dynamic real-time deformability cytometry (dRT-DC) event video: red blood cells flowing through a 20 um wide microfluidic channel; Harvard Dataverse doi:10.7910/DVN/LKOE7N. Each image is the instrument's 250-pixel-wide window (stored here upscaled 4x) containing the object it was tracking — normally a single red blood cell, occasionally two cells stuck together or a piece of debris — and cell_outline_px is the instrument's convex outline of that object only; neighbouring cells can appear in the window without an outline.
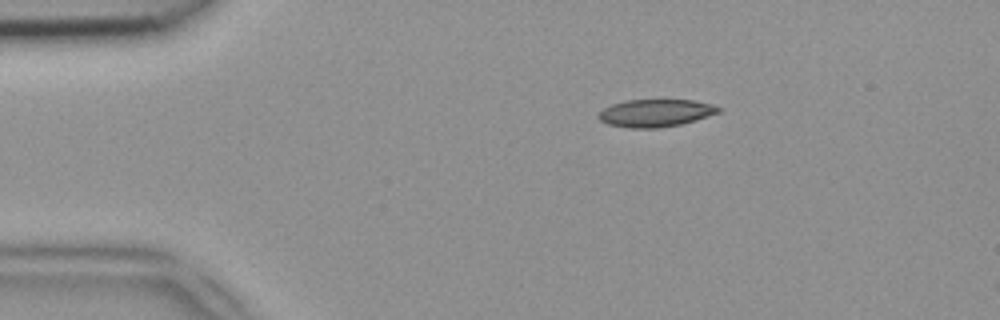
{"species": "common noctule bat (a hibernating species)", "species_latin": "Nyctalus noctula", "temperature_condition": "room temperature", "stored_images_in_passage": 12, "camera_frame_rate_fps": 3000, "um_per_image_px": 0.085, "animal": {"sex": "female", "body_mass_g": 18.4}, "frame": {"image": 1, "passage_image": 6, "time_ms": 1.667, "image_size_px": [1000, 320], "cell_outline_px": [[720, 112], [696, 120], [680, 124], [656, 128], [628, 128], [608, 124], [600, 120], [596, 116], [604, 108], [612, 104], [624, 100], [692, 100], [712, 104], [720, 108]], "centroid_in_image_um": [55.7, 9.6], "position_along_channel_um": 29.3, "area_um2": 19.19}}